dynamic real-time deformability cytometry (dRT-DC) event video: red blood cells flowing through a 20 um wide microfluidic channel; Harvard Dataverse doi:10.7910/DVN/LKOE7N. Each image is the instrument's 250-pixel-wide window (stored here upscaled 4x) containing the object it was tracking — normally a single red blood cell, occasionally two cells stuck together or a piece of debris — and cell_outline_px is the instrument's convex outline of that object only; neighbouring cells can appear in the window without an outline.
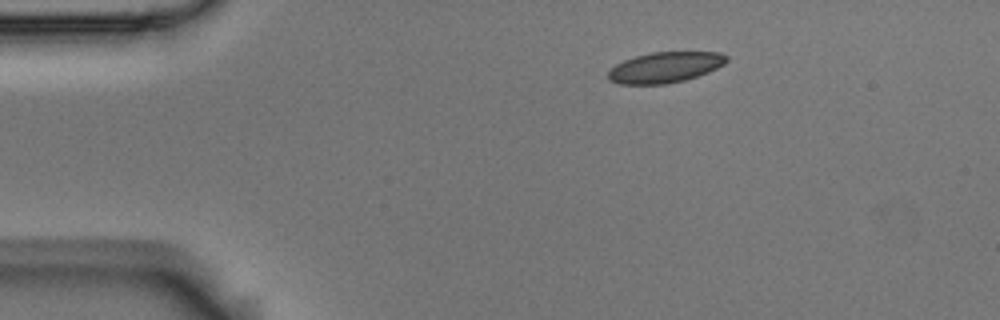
{"species": "Egyptian fruit bat (a non-hibernating species)", "species_latin": "Rousettus aegyptiacus", "temperature_condition": "room temperature", "stored_images_in_passage": 2, "camera_frame_rate_fps": 3000, "um_per_image_px": 0.085, "animal": {"sex": "male"}, "frame": {"image": 1, "passage_image": 1, "time_ms": 0.0, "image_size_px": [1000, 320], "cell_outline_px": [[728, 60], [724, 64], [708, 72], [684, 80], [664, 84], [620, 84], [608, 80], [608, 72], [616, 64], [624, 60], [636, 56], [652, 52], [720, 52], [728, 56]], "centroid_in_image_um": [56.53, 5.72], "position_along_channel_um": 28.5, "area_um2": 21.04}}